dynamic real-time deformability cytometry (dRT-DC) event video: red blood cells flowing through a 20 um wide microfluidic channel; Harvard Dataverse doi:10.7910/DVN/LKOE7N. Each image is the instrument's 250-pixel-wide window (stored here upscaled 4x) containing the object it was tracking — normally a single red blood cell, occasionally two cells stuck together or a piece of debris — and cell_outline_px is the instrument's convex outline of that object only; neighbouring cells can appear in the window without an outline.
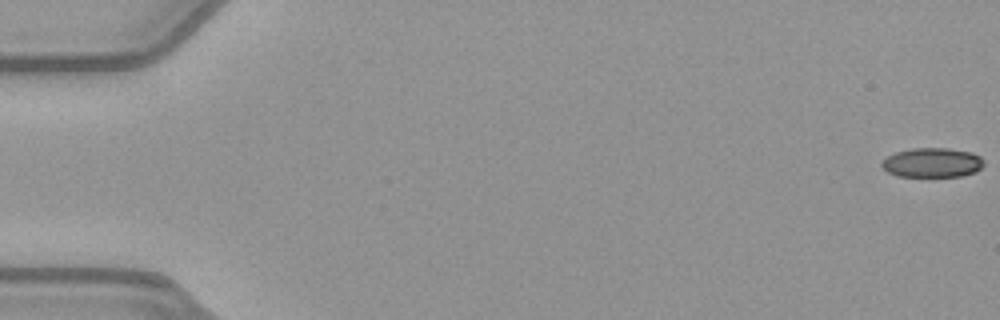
{"species": "common noctule bat (a hibernating species)", "species_latin": "Nyctalus noctula", "temperature_condition": "warm", "stored_images_in_passage": 49, "camera_frame_rate_fps": 3000, "um_per_image_px": 0.085, "animal": {"sex": "female", "body_mass_g": 21.9}, "frame": {"image": 1, "passage_image": 1, "time_ms": 0.0, "image_size_px": [1000, 320], "cell_outline_px": [[984, 164], [976, 172], [960, 176], [896, 176], [888, 172], [880, 164], [888, 156], [896, 152], [912, 148], [948, 148], [972, 152], [980, 156], [984, 160]], "centroid_in_image_um": [79.27, 13.82], "position_along_channel_um": 5.7, "area_um2": 17.51}}
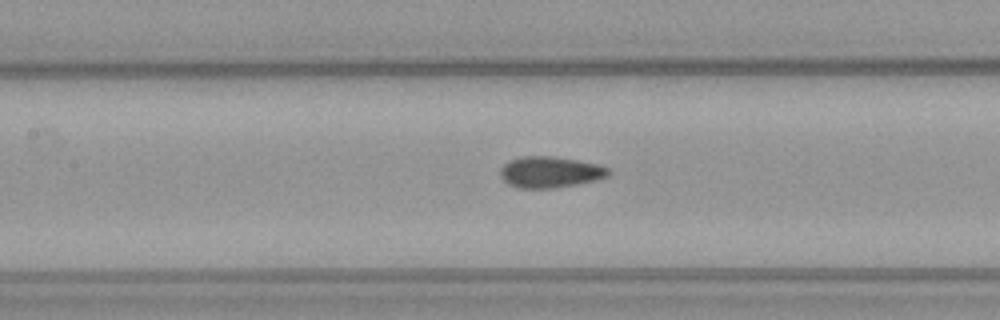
{"frame": {"image": 2, "passage_image": 25, "time_ms": 8.0, "image_size_px": [1000, 320], "cell_outline_px": [[612, 172], [608, 176], [596, 180], [556, 188], [516, 188], [508, 184], [500, 176], [500, 168], [508, 160], [520, 156], [552, 156], [600, 164], [608, 168]], "centroid_in_image_um": [46.75, 14.62], "position_along_channel_um": 160.7, "area_um2": 19.88}}
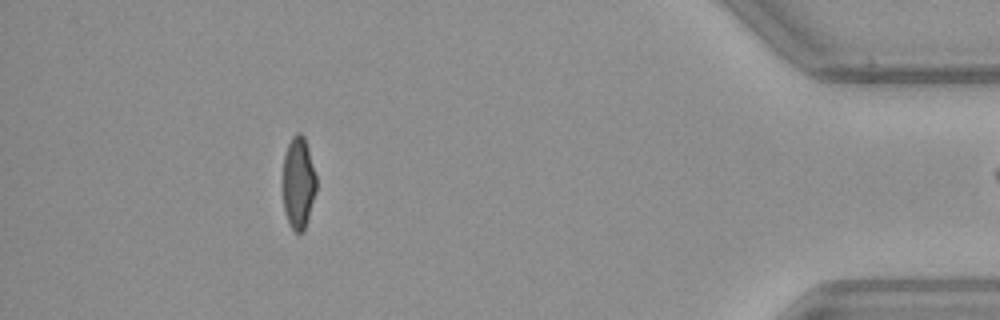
{"frame": {"image": 3, "passage_image": 48, "time_ms": 15.667, "image_size_px": [1000, 320], "cell_outline_px": [[316, 192], [304, 232], [296, 232], [292, 228], [288, 220], [284, 208], [284, 156], [288, 144], [292, 136], [296, 132], [300, 132], [304, 136], [308, 148], [316, 176]], "centroid_in_image_um": [25.38, 15.52], "position_along_channel_um": 409.8, "area_um2": 17.69}}